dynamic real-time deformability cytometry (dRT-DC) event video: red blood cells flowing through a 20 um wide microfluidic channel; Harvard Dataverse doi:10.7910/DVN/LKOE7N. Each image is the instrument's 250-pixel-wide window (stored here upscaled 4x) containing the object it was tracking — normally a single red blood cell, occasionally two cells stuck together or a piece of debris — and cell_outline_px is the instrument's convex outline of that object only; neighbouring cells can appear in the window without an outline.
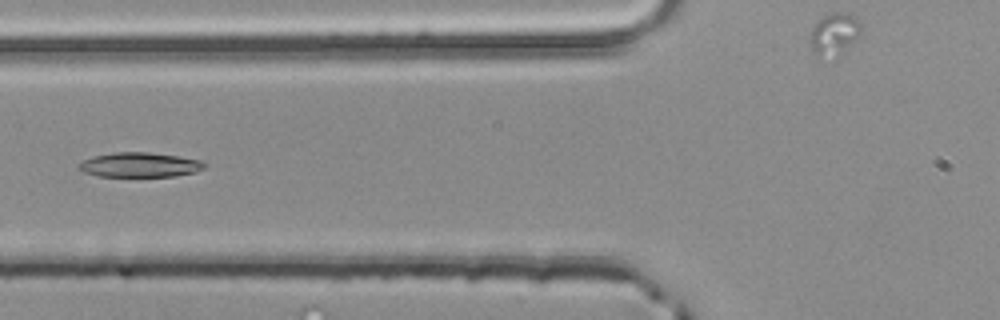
{"species": "common noctule bat (a hibernating species)", "species_latin": "Nyctalus noctula", "temperature_condition": "room temperature", "stored_images_in_passage": 24, "camera_frame_rate_fps": 3000, "um_per_image_px": 0.085, "animal": {"sex": "male", "body_mass_g": 20.4}, "frame": {"image": 1, "passage_image": 7, "time_ms": 2.0, "image_size_px": [1000, 320], "cell_outline_px": [[204, 168], [196, 172], [176, 176], [100, 176], [84, 172], [76, 168], [76, 164], [92, 156], [116, 152], [148, 152], [176, 156], [200, 160], [204, 164]], "centroid_in_image_um": [11.83, 14.01], "position_along_channel_um": 114.0, "area_um2": 17.98}}
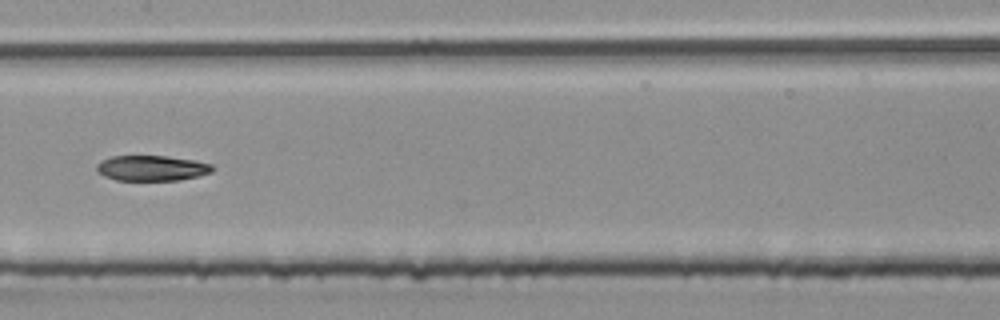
{"frame": {"image": 2, "passage_image": 13, "time_ms": 4.0, "image_size_px": [1000, 320], "cell_outline_px": [[212, 172], [180, 180], [116, 180], [104, 176], [96, 172], [96, 164], [100, 160], [112, 156], [168, 156], [196, 160], [212, 164]], "centroid_in_image_um": [12.86, 14.28], "position_along_channel_um": 194.5, "area_um2": 17.22}}
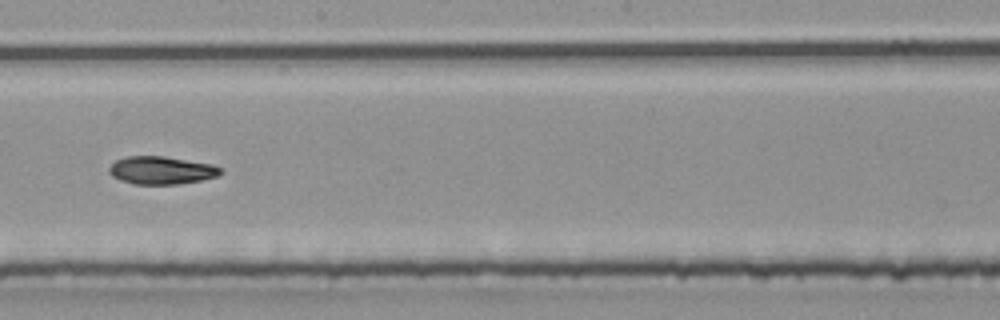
{"frame": {"image": 3, "passage_image": 16, "time_ms": 5.0, "image_size_px": [1000, 320], "cell_outline_px": [[224, 172], [216, 176], [200, 180], [176, 184], [132, 184], [120, 180], [112, 176], [108, 172], [108, 168], [116, 160], [128, 156], [164, 156], [208, 164], [220, 168]], "centroid_in_image_um": [13.66, 14.48], "position_along_channel_um": 234.5, "area_um2": 17.86}}